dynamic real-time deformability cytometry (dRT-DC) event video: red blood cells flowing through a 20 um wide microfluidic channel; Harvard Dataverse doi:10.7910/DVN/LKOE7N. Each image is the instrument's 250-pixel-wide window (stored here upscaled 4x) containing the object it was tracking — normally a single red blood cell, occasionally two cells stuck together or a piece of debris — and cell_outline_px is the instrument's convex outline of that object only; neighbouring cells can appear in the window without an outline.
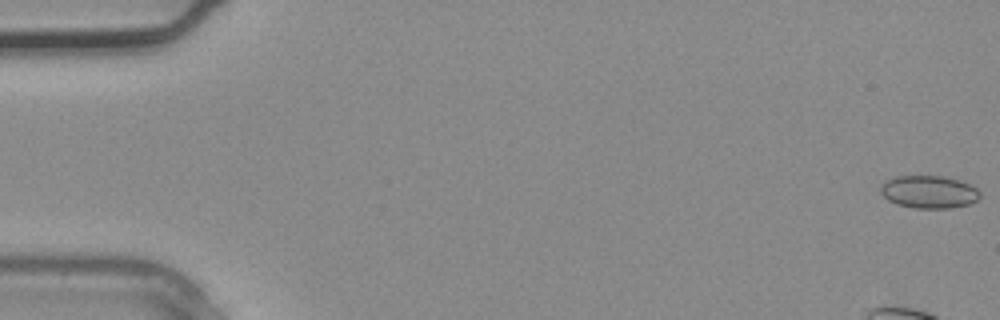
{"species": "common noctule bat (a hibernating species)", "species_latin": "Nyctalus noctula", "temperature_condition": "warm", "stored_images_in_passage": 5, "camera_frame_rate_fps": 3000, "um_per_image_px": 0.085, "animal": {"sex": "male", "body_mass_g": 20.4}, "frame": {"image": 1, "passage_image": 1, "time_ms": 0.0, "image_size_px": [1000, 320], "cell_outline_px": [[980, 196], [976, 200], [968, 204], [948, 208], [912, 208], [896, 204], [888, 200], [880, 192], [880, 184], [884, 180], [896, 176], [944, 176], [960, 180], [976, 188], [980, 192]], "centroid_in_image_um": [78.91, 16.3], "position_along_channel_um": 6.1, "area_um2": 19.02}}